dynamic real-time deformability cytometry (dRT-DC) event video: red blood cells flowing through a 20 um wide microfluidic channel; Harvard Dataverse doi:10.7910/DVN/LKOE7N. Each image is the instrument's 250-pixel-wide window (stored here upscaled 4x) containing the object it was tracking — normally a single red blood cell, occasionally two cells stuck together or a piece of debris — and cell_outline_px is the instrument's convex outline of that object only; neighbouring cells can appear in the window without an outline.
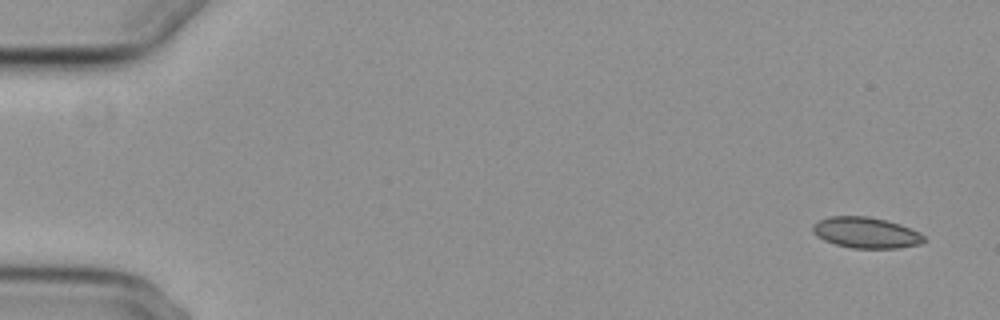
{"species": "common noctule bat (a hibernating species)", "species_latin": "Nyctalus noctula", "temperature_condition": "cold", "stored_images_in_passage": 5, "camera_frame_rate_fps": 3000, "um_per_image_px": 0.085, "animal": {"sex": "female", "body_mass_g": 29.2, "forearm_length_mm": 56.3}, "frame": {"image": 1, "passage_image": 5, "time_ms": 6.333, "image_size_px": [1000, 320], "cell_outline_px": [[928, 240], [920, 244], [896, 248], [852, 248], [836, 244], [824, 240], [816, 236], [812, 232], [812, 224], [828, 216], [868, 216], [900, 224], [920, 232]], "centroid_in_image_um": [73.61, 19.77], "position_along_channel_um": 11.4, "area_um2": 20.11}}